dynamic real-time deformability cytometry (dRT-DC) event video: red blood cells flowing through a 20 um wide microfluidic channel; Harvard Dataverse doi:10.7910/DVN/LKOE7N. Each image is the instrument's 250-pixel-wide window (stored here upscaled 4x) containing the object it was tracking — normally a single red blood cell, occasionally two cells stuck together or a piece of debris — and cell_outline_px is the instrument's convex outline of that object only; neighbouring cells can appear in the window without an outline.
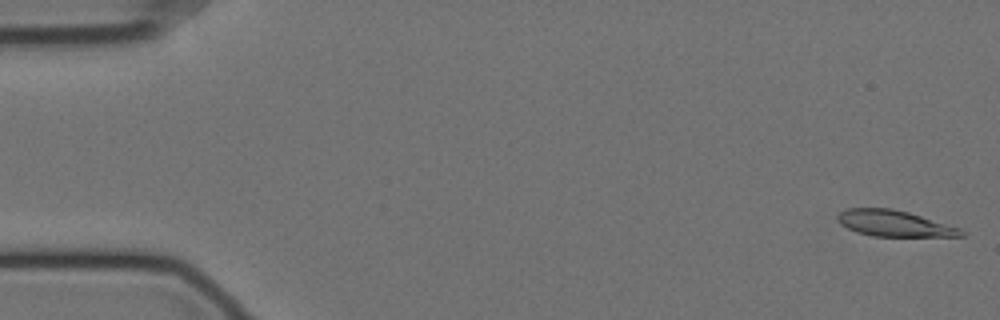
{"species": "Egyptian fruit bat (a non-hibernating species)", "species_latin": "Rousettus aegyptiacus", "temperature_condition": "cold", "stored_images_in_passage": 57, "camera_frame_rate_fps": 3000, "um_per_image_px": 0.085, "animal": {"sex": "female"}, "frame": {"image": 1, "passage_image": 1, "time_ms": 0.0, "image_size_px": [1000, 320], "cell_outline_px": [[968, 232], [964, 236], [872, 236], [856, 232], [840, 224], [836, 220], [836, 216], [840, 212], [848, 208], [892, 208], [908, 212], [960, 228]], "centroid_in_image_um": [76.0, 18.99], "position_along_channel_um": 9.0, "area_um2": 18.79}}
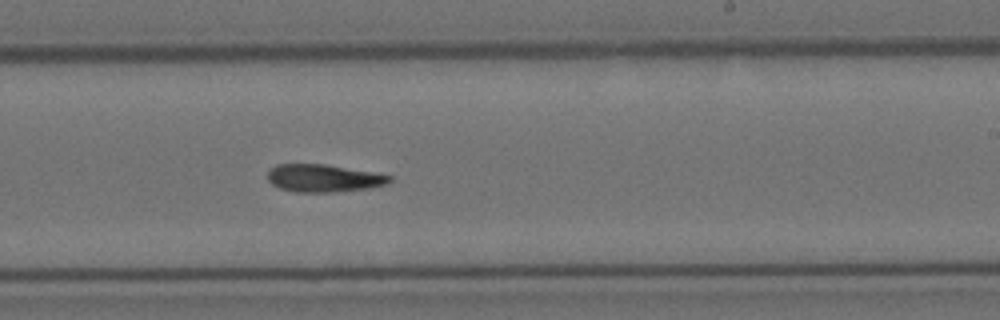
{"frame": {"image": 2, "passage_image": 34, "time_ms": 11.0, "image_size_px": [1000, 320], "cell_outline_px": [[392, 180], [388, 184], [372, 188], [332, 192], [296, 192], [280, 188], [272, 184], [268, 180], [268, 172], [276, 164], [324, 164], [372, 172], [392, 176]], "centroid_in_image_um": [27.52, 15.15], "position_along_channel_um": 261.5, "area_um2": 19.59}}
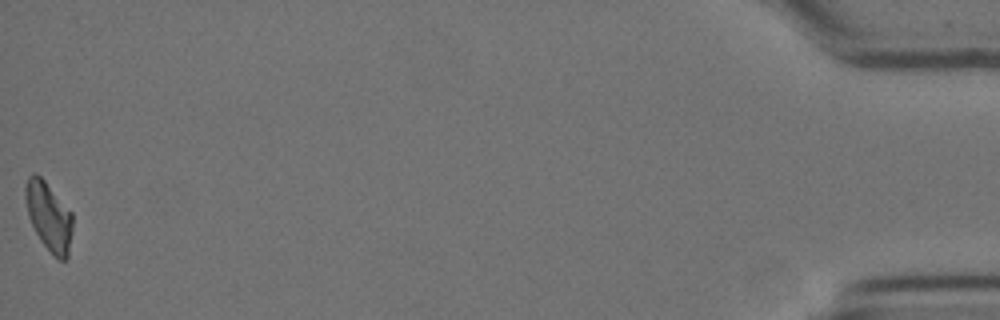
{"frame": {"image": 3, "passage_image": 57, "time_ms": 18.667, "image_size_px": [1000, 320], "cell_outline_px": [[72, 232], [68, 256], [64, 260], [60, 260], [40, 240], [28, 216], [24, 196], [24, 188], [28, 176], [32, 172], [36, 172], [44, 180], [72, 212]], "centroid_in_image_um": [4.13, 18.34], "position_along_channel_um": 431.1, "area_um2": 18.79}}